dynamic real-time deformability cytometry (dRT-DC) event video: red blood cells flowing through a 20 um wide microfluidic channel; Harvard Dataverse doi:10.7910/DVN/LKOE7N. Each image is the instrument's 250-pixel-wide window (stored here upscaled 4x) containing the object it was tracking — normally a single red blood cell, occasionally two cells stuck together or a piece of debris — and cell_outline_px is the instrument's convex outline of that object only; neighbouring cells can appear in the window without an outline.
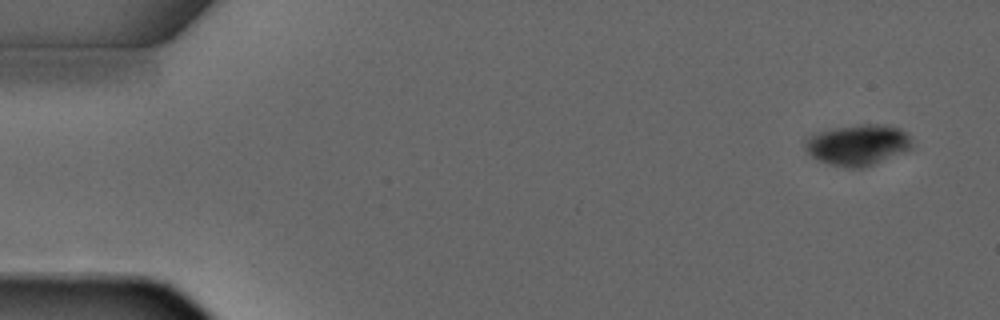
{"species": "common noctule bat (a hibernating species)", "species_latin": "Nyctalus noctula", "temperature_condition": "warm", "stored_images_in_passage": 4, "camera_frame_rate_fps": 3000, "um_per_image_px": 0.085, "animal": {"sex": "male", "forearm_length_mm": 52.5}, "frame": {"image": 1, "passage_image": 1, "time_ms": 0.0, "image_size_px": [1000, 320], "cell_outline_px": [[912, 148], [904, 152], [864, 168], [848, 168], [828, 164], [816, 160], [804, 148], [804, 140], [812, 132], [832, 128], [856, 124], [888, 124], [900, 128], [908, 132], [912, 144]], "centroid_in_image_um": [72.89, 12.3], "position_along_channel_um": 12.1, "area_um2": 26.13}}
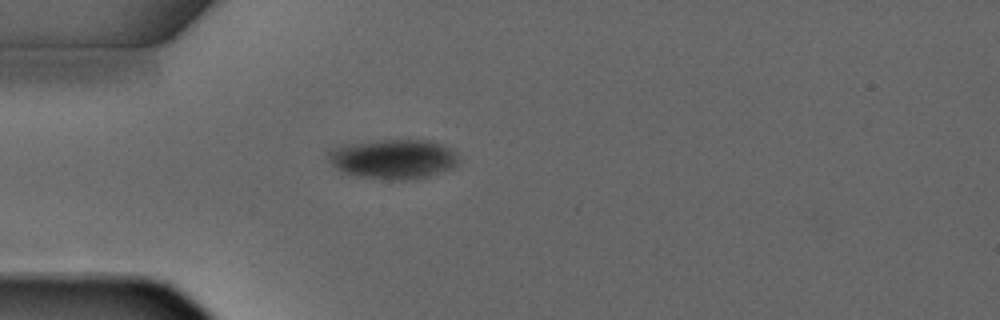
{"frame": {"image": 2, "passage_image": 4, "time_ms": 3.333, "image_size_px": [1000, 320], "cell_outline_px": [[456, 164], [452, 168], [428, 176], [408, 180], [392, 180], [360, 176], [344, 172], [336, 168], [328, 160], [328, 152], [332, 148], [344, 144], [372, 140], [432, 140], [444, 144], [452, 148], [456, 152]], "centroid_in_image_um": [33.43, 13.49], "position_along_channel_um": 51.6, "area_um2": 30.23}}